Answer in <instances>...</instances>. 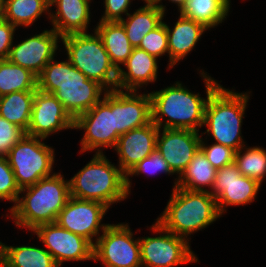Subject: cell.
I'll list each match as a JSON object with an SVG mask.
<instances>
[{
	"label": "cell",
	"instance_id": "obj_1",
	"mask_svg": "<svg viewBox=\"0 0 266 267\" xmlns=\"http://www.w3.org/2000/svg\"><path fill=\"white\" fill-rule=\"evenodd\" d=\"M201 75L206 85V98L200 97L199 93L190 92L180 82L149 93L152 122L158 128L163 126L162 128L189 129L199 132V128L204 125L205 107L209 96L220 86L204 71ZM164 116L168 117L166 121L163 120Z\"/></svg>",
	"mask_w": 266,
	"mask_h": 267
},
{
	"label": "cell",
	"instance_id": "obj_2",
	"mask_svg": "<svg viewBox=\"0 0 266 267\" xmlns=\"http://www.w3.org/2000/svg\"><path fill=\"white\" fill-rule=\"evenodd\" d=\"M50 60L37 77V89L53 94L75 120L101 100L107 90L97 81L88 79L69 60Z\"/></svg>",
	"mask_w": 266,
	"mask_h": 267
},
{
	"label": "cell",
	"instance_id": "obj_3",
	"mask_svg": "<svg viewBox=\"0 0 266 267\" xmlns=\"http://www.w3.org/2000/svg\"><path fill=\"white\" fill-rule=\"evenodd\" d=\"M16 204L10 208V215L18 227L33 231L42 224L54 223L59 212L70 197L69 181L60 173L41 178L33 186L21 189Z\"/></svg>",
	"mask_w": 266,
	"mask_h": 267
},
{
	"label": "cell",
	"instance_id": "obj_4",
	"mask_svg": "<svg viewBox=\"0 0 266 267\" xmlns=\"http://www.w3.org/2000/svg\"><path fill=\"white\" fill-rule=\"evenodd\" d=\"M170 200L156 222L177 236L188 235L206 228L220 216L216 199L207 191H190L173 187Z\"/></svg>",
	"mask_w": 266,
	"mask_h": 267
},
{
	"label": "cell",
	"instance_id": "obj_5",
	"mask_svg": "<svg viewBox=\"0 0 266 267\" xmlns=\"http://www.w3.org/2000/svg\"><path fill=\"white\" fill-rule=\"evenodd\" d=\"M70 196L98 201L110 208L111 204L128 197L126 175L104 154H96L69 180Z\"/></svg>",
	"mask_w": 266,
	"mask_h": 267
},
{
	"label": "cell",
	"instance_id": "obj_6",
	"mask_svg": "<svg viewBox=\"0 0 266 267\" xmlns=\"http://www.w3.org/2000/svg\"><path fill=\"white\" fill-rule=\"evenodd\" d=\"M249 93H236L220 85L210 96L205 107V133L211 134L215 143L235 151L244 147L241 137L242 119L249 100Z\"/></svg>",
	"mask_w": 266,
	"mask_h": 267
},
{
	"label": "cell",
	"instance_id": "obj_7",
	"mask_svg": "<svg viewBox=\"0 0 266 267\" xmlns=\"http://www.w3.org/2000/svg\"><path fill=\"white\" fill-rule=\"evenodd\" d=\"M70 63L88 79L97 81L107 91L116 89L118 70L112 64L101 37L79 33L61 38Z\"/></svg>",
	"mask_w": 266,
	"mask_h": 267
},
{
	"label": "cell",
	"instance_id": "obj_8",
	"mask_svg": "<svg viewBox=\"0 0 266 267\" xmlns=\"http://www.w3.org/2000/svg\"><path fill=\"white\" fill-rule=\"evenodd\" d=\"M41 140L44 139L25 134L6 156L20 190L53 175L54 149Z\"/></svg>",
	"mask_w": 266,
	"mask_h": 267
},
{
	"label": "cell",
	"instance_id": "obj_9",
	"mask_svg": "<svg viewBox=\"0 0 266 267\" xmlns=\"http://www.w3.org/2000/svg\"><path fill=\"white\" fill-rule=\"evenodd\" d=\"M157 237L139 238L141 264L147 267H173L198 261L189 240L162 228L157 222L150 227ZM163 234V235H162Z\"/></svg>",
	"mask_w": 266,
	"mask_h": 267
},
{
	"label": "cell",
	"instance_id": "obj_10",
	"mask_svg": "<svg viewBox=\"0 0 266 267\" xmlns=\"http://www.w3.org/2000/svg\"><path fill=\"white\" fill-rule=\"evenodd\" d=\"M103 94V98L97 104L74 120V129L85 131L81 139L80 152L97 150L96 154H103V147H116L120 134L114 128L111 90Z\"/></svg>",
	"mask_w": 266,
	"mask_h": 267
},
{
	"label": "cell",
	"instance_id": "obj_11",
	"mask_svg": "<svg viewBox=\"0 0 266 267\" xmlns=\"http://www.w3.org/2000/svg\"><path fill=\"white\" fill-rule=\"evenodd\" d=\"M96 240L93 260L105 267H137L141 265L139 238H133L128 223L109 224Z\"/></svg>",
	"mask_w": 266,
	"mask_h": 267
},
{
	"label": "cell",
	"instance_id": "obj_12",
	"mask_svg": "<svg viewBox=\"0 0 266 267\" xmlns=\"http://www.w3.org/2000/svg\"><path fill=\"white\" fill-rule=\"evenodd\" d=\"M108 209L109 207L101 202L70 196L64 208L59 212L56 223L60 227L86 238L94 245L93 237H97L96 241L100 236L99 230L102 229L103 232L109 226V224H101Z\"/></svg>",
	"mask_w": 266,
	"mask_h": 267
},
{
	"label": "cell",
	"instance_id": "obj_13",
	"mask_svg": "<svg viewBox=\"0 0 266 267\" xmlns=\"http://www.w3.org/2000/svg\"><path fill=\"white\" fill-rule=\"evenodd\" d=\"M32 232L45 244L46 250L59 267L64 261L93 260L94 245L86 238L60 227L56 222L42 224Z\"/></svg>",
	"mask_w": 266,
	"mask_h": 267
},
{
	"label": "cell",
	"instance_id": "obj_14",
	"mask_svg": "<svg viewBox=\"0 0 266 267\" xmlns=\"http://www.w3.org/2000/svg\"><path fill=\"white\" fill-rule=\"evenodd\" d=\"M260 186L257 180L241 175L237 165L232 163L217 170L212 190L209 192L216 199L222 215L227 206L252 203Z\"/></svg>",
	"mask_w": 266,
	"mask_h": 267
},
{
	"label": "cell",
	"instance_id": "obj_15",
	"mask_svg": "<svg viewBox=\"0 0 266 267\" xmlns=\"http://www.w3.org/2000/svg\"><path fill=\"white\" fill-rule=\"evenodd\" d=\"M70 128L74 129V119L63 104L53 94L37 89L26 134L46 139L53 133Z\"/></svg>",
	"mask_w": 266,
	"mask_h": 267
},
{
	"label": "cell",
	"instance_id": "obj_16",
	"mask_svg": "<svg viewBox=\"0 0 266 267\" xmlns=\"http://www.w3.org/2000/svg\"><path fill=\"white\" fill-rule=\"evenodd\" d=\"M111 110L114 112V128L122 135L152 122L150 94L137 91L111 90Z\"/></svg>",
	"mask_w": 266,
	"mask_h": 267
},
{
	"label": "cell",
	"instance_id": "obj_17",
	"mask_svg": "<svg viewBox=\"0 0 266 267\" xmlns=\"http://www.w3.org/2000/svg\"><path fill=\"white\" fill-rule=\"evenodd\" d=\"M59 38L61 37L55 30H44L40 34L12 45L7 59L30 70L38 77L48 62L54 59Z\"/></svg>",
	"mask_w": 266,
	"mask_h": 267
},
{
	"label": "cell",
	"instance_id": "obj_18",
	"mask_svg": "<svg viewBox=\"0 0 266 267\" xmlns=\"http://www.w3.org/2000/svg\"><path fill=\"white\" fill-rule=\"evenodd\" d=\"M160 128L156 149L168 163L171 170L180 176L193 156L200 149L202 134L189 129Z\"/></svg>",
	"mask_w": 266,
	"mask_h": 267
},
{
	"label": "cell",
	"instance_id": "obj_19",
	"mask_svg": "<svg viewBox=\"0 0 266 267\" xmlns=\"http://www.w3.org/2000/svg\"><path fill=\"white\" fill-rule=\"evenodd\" d=\"M159 128L149 123L119 136L115 151L120 170L126 175L135 165L156 150Z\"/></svg>",
	"mask_w": 266,
	"mask_h": 267
},
{
	"label": "cell",
	"instance_id": "obj_20",
	"mask_svg": "<svg viewBox=\"0 0 266 267\" xmlns=\"http://www.w3.org/2000/svg\"><path fill=\"white\" fill-rule=\"evenodd\" d=\"M91 0H49L50 7L56 5V13H49L53 30L62 38L71 34L87 33L90 22Z\"/></svg>",
	"mask_w": 266,
	"mask_h": 267
},
{
	"label": "cell",
	"instance_id": "obj_21",
	"mask_svg": "<svg viewBox=\"0 0 266 267\" xmlns=\"http://www.w3.org/2000/svg\"><path fill=\"white\" fill-rule=\"evenodd\" d=\"M127 72L118 70L116 89L125 91H137L138 88L151 82H156L158 65L157 58L148 54L145 50L133 48L132 53L123 64Z\"/></svg>",
	"mask_w": 266,
	"mask_h": 267
},
{
	"label": "cell",
	"instance_id": "obj_22",
	"mask_svg": "<svg viewBox=\"0 0 266 267\" xmlns=\"http://www.w3.org/2000/svg\"><path fill=\"white\" fill-rule=\"evenodd\" d=\"M169 49V69L195 48L201 35L208 30L204 25L186 18L180 13L179 19L173 29L165 23Z\"/></svg>",
	"mask_w": 266,
	"mask_h": 267
},
{
	"label": "cell",
	"instance_id": "obj_23",
	"mask_svg": "<svg viewBox=\"0 0 266 267\" xmlns=\"http://www.w3.org/2000/svg\"><path fill=\"white\" fill-rule=\"evenodd\" d=\"M101 37L112 64L117 70L121 68L133 50L126 31L119 21L99 22L94 29Z\"/></svg>",
	"mask_w": 266,
	"mask_h": 267
},
{
	"label": "cell",
	"instance_id": "obj_24",
	"mask_svg": "<svg viewBox=\"0 0 266 267\" xmlns=\"http://www.w3.org/2000/svg\"><path fill=\"white\" fill-rule=\"evenodd\" d=\"M216 173L217 170L199 149L186 169L178 176V179H175L174 187L184 188L190 191H207L203 187L208 186L212 190Z\"/></svg>",
	"mask_w": 266,
	"mask_h": 267
},
{
	"label": "cell",
	"instance_id": "obj_25",
	"mask_svg": "<svg viewBox=\"0 0 266 267\" xmlns=\"http://www.w3.org/2000/svg\"><path fill=\"white\" fill-rule=\"evenodd\" d=\"M164 15L158 6L144 5L119 22L123 25L131 45L137 48L144 36L163 22Z\"/></svg>",
	"mask_w": 266,
	"mask_h": 267
},
{
	"label": "cell",
	"instance_id": "obj_26",
	"mask_svg": "<svg viewBox=\"0 0 266 267\" xmlns=\"http://www.w3.org/2000/svg\"><path fill=\"white\" fill-rule=\"evenodd\" d=\"M1 267H59L51 254L33 246H7L3 243Z\"/></svg>",
	"mask_w": 266,
	"mask_h": 267
},
{
	"label": "cell",
	"instance_id": "obj_27",
	"mask_svg": "<svg viewBox=\"0 0 266 267\" xmlns=\"http://www.w3.org/2000/svg\"><path fill=\"white\" fill-rule=\"evenodd\" d=\"M230 0H188L181 13L207 29L222 23L229 13Z\"/></svg>",
	"mask_w": 266,
	"mask_h": 267
},
{
	"label": "cell",
	"instance_id": "obj_28",
	"mask_svg": "<svg viewBox=\"0 0 266 267\" xmlns=\"http://www.w3.org/2000/svg\"><path fill=\"white\" fill-rule=\"evenodd\" d=\"M34 93L35 91H17L0 96V116L27 132Z\"/></svg>",
	"mask_w": 266,
	"mask_h": 267
},
{
	"label": "cell",
	"instance_id": "obj_29",
	"mask_svg": "<svg viewBox=\"0 0 266 267\" xmlns=\"http://www.w3.org/2000/svg\"><path fill=\"white\" fill-rule=\"evenodd\" d=\"M49 10V0H5L3 18L16 28L28 27Z\"/></svg>",
	"mask_w": 266,
	"mask_h": 267
},
{
	"label": "cell",
	"instance_id": "obj_30",
	"mask_svg": "<svg viewBox=\"0 0 266 267\" xmlns=\"http://www.w3.org/2000/svg\"><path fill=\"white\" fill-rule=\"evenodd\" d=\"M37 76L30 70L10 62L0 60V96L17 91H36Z\"/></svg>",
	"mask_w": 266,
	"mask_h": 267
},
{
	"label": "cell",
	"instance_id": "obj_31",
	"mask_svg": "<svg viewBox=\"0 0 266 267\" xmlns=\"http://www.w3.org/2000/svg\"><path fill=\"white\" fill-rule=\"evenodd\" d=\"M244 147L236 151L234 163L241 175L255 179L261 184L266 176V150L257 146ZM242 149H245L243 154Z\"/></svg>",
	"mask_w": 266,
	"mask_h": 267
},
{
	"label": "cell",
	"instance_id": "obj_32",
	"mask_svg": "<svg viewBox=\"0 0 266 267\" xmlns=\"http://www.w3.org/2000/svg\"><path fill=\"white\" fill-rule=\"evenodd\" d=\"M149 173L153 175L156 172H164L166 174H174L168 163L163 159L161 154L156 149L148 157L144 158L137 165H135L126 174V189L128 194H130L131 182L129 176L140 175L141 173Z\"/></svg>",
	"mask_w": 266,
	"mask_h": 267
},
{
	"label": "cell",
	"instance_id": "obj_33",
	"mask_svg": "<svg viewBox=\"0 0 266 267\" xmlns=\"http://www.w3.org/2000/svg\"><path fill=\"white\" fill-rule=\"evenodd\" d=\"M138 48L156 58L165 55V53L169 55L165 22L163 21L158 27L146 34Z\"/></svg>",
	"mask_w": 266,
	"mask_h": 267
},
{
	"label": "cell",
	"instance_id": "obj_34",
	"mask_svg": "<svg viewBox=\"0 0 266 267\" xmlns=\"http://www.w3.org/2000/svg\"><path fill=\"white\" fill-rule=\"evenodd\" d=\"M20 196V188L18 187L15 175L9 165L7 157L0 156V199L13 201L16 204Z\"/></svg>",
	"mask_w": 266,
	"mask_h": 267
},
{
	"label": "cell",
	"instance_id": "obj_35",
	"mask_svg": "<svg viewBox=\"0 0 266 267\" xmlns=\"http://www.w3.org/2000/svg\"><path fill=\"white\" fill-rule=\"evenodd\" d=\"M200 150L205 154L208 161L216 170L234 163L236 151L230 147L217 143L209 146L202 138L200 142Z\"/></svg>",
	"mask_w": 266,
	"mask_h": 267
},
{
	"label": "cell",
	"instance_id": "obj_36",
	"mask_svg": "<svg viewBox=\"0 0 266 267\" xmlns=\"http://www.w3.org/2000/svg\"><path fill=\"white\" fill-rule=\"evenodd\" d=\"M26 132L19 126L0 116V156L6 157L11 148L18 143Z\"/></svg>",
	"mask_w": 266,
	"mask_h": 267
},
{
	"label": "cell",
	"instance_id": "obj_37",
	"mask_svg": "<svg viewBox=\"0 0 266 267\" xmlns=\"http://www.w3.org/2000/svg\"><path fill=\"white\" fill-rule=\"evenodd\" d=\"M105 13L99 22L121 21L122 15H128L131 0H105Z\"/></svg>",
	"mask_w": 266,
	"mask_h": 267
},
{
	"label": "cell",
	"instance_id": "obj_38",
	"mask_svg": "<svg viewBox=\"0 0 266 267\" xmlns=\"http://www.w3.org/2000/svg\"><path fill=\"white\" fill-rule=\"evenodd\" d=\"M16 27L6 21L4 18L0 19V60L7 59L10 48L13 45V36Z\"/></svg>",
	"mask_w": 266,
	"mask_h": 267
},
{
	"label": "cell",
	"instance_id": "obj_39",
	"mask_svg": "<svg viewBox=\"0 0 266 267\" xmlns=\"http://www.w3.org/2000/svg\"><path fill=\"white\" fill-rule=\"evenodd\" d=\"M145 1V4L147 6H158L164 13H165V7L166 6H163L161 3V0H143Z\"/></svg>",
	"mask_w": 266,
	"mask_h": 267
},
{
	"label": "cell",
	"instance_id": "obj_40",
	"mask_svg": "<svg viewBox=\"0 0 266 267\" xmlns=\"http://www.w3.org/2000/svg\"><path fill=\"white\" fill-rule=\"evenodd\" d=\"M169 1H171L172 3H176L180 12L183 10V8L186 6L188 2V0H169Z\"/></svg>",
	"mask_w": 266,
	"mask_h": 267
},
{
	"label": "cell",
	"instance_id": "obj_41",
	"mask_svg": "<svg viewBox=\"0 0 266 267\" xmlns=\"http://www.w3.org/2000/svg\"><path fill=\"white\" fill-rule=\"evenodd\" d=\"M5 0H0V19L4 16Z\"/></svg>",
	"mask_w": 266,
	"mask_h": 267
},
{
	"label": "cell",
	"instance_id": "obj_42",
	"mask_svg": "<svg viewBox=\"0 0 266 267\" xmlns=\"http://www.w3.org/2000/svg\"><path fill=\"white\" fill-rule=\"evenodd\" d=\"M2 251H3V243L0 242V267L2 265Z\"/></svg>",
	"mask_w": 266,
	"mask_h": 267
}]
</instances>
